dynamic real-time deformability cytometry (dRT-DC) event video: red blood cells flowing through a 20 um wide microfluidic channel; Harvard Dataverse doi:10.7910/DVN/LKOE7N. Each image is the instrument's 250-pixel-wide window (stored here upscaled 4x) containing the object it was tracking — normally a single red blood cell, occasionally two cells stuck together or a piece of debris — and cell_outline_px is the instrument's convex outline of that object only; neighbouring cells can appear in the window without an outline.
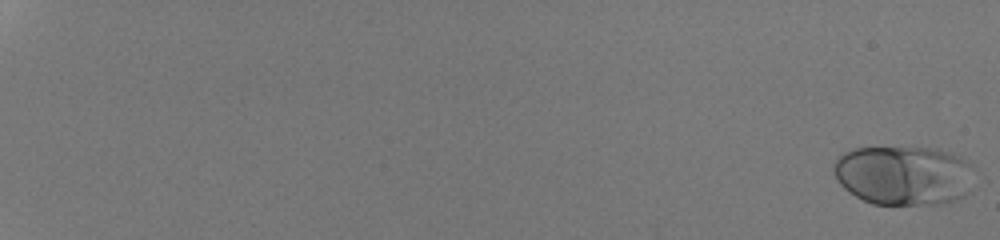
{"species": "human", "species_latin": "Homo sapiens", "temperature_condition": "room temperature", "stored_images_in_passage": 54, "camera_frame_rate_fps": 3000, "um_per_image_px": 0.085, "donor": {"sex": "male"}, "frame": {"image": 1, "passage_image": 1, "time_ms": 0.0, "image_size_px": [1000, 240], "cell_outline_px": [[972, 168], [968, 192], [964, 196], [956, 200], [940, 204], [872, 204], [848, 192], [836, 180], [832, 172], [832, 164], [844, 152], [852, 148], [940, 148], [952, 152], [960, 156]], "centroid_in_image_um": [76.77, 14.9], "position_along_channel_um": 8.2, "area_um2": 48.96}}
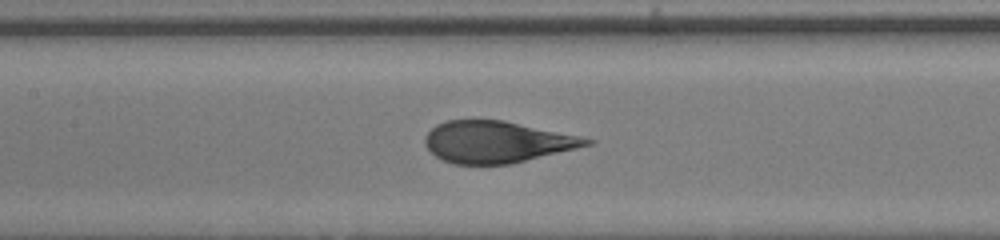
{"frame": {"image": 2, "passage_image": 31, "time_ms": 10.0, "image_size_px": [1000, 240], "cell_outline_px": [[596, 140], [592, 144], [512, 164], [452, 164], [436, 156], [424, 144], [424, 136], [436, 124], [444, 120], [504, 120], [584, 136]], "centroid_in_image_um": [42.25, 12.05], "position_along_channel_um": 165.1, "area_um2": 39.42}}
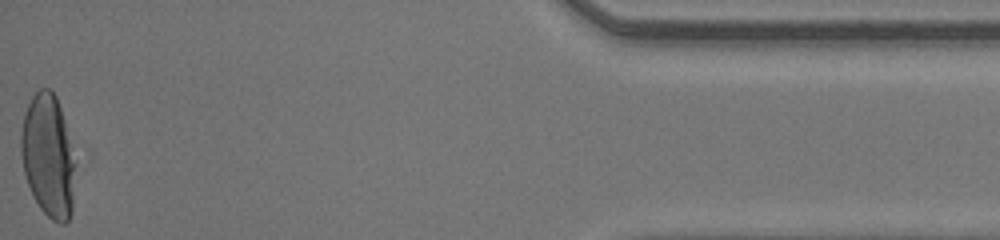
{"frame": {"image": 3, "passage_image": 54, "time_ms": 17.667, "image_size_px": [1000, 240], "cell_outline_px": [[76, 164], [72, 212], [68, 220], [64, 224], [60, 224], [52, 220], [40, 208], [32, 196], [24, 172], [20, 152], [20, 128], [24, 112], [32, 96], [40, 88], [52, 88], [56, 96], [64, 120]], "centroid_in_image_um": [4.08, 13.26], "position_along_channel_um": 431.1, "area_um2": 39.3}, "authors_computed_cell_mechanics": {"area_um2": 41.2403, "velocity_mm_per_s": 4.2656, "shape_relaxation_time_tau1_ms": 4.4794, "shape_relaxation_time_tau2_ms": null, "deformation_change_tau1": 0.2104, "deformation_change_tau2": null}}